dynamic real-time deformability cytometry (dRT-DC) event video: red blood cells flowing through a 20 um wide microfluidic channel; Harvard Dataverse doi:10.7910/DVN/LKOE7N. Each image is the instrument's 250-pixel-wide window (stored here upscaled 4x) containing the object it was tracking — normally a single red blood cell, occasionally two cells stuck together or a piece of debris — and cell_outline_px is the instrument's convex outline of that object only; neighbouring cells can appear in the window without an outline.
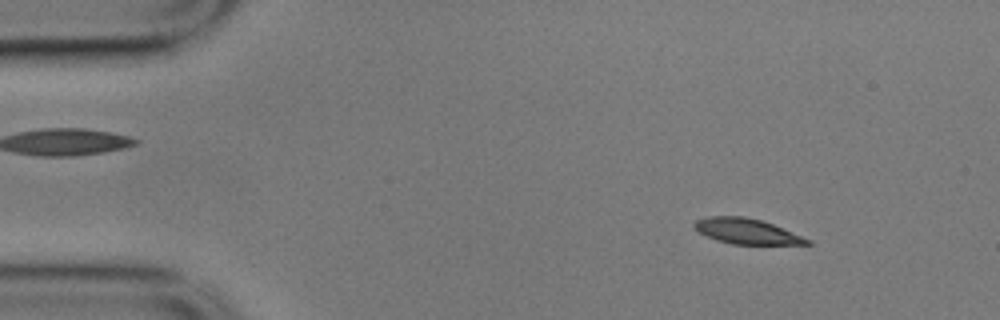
{"species": "common noctule bat (a hibernating species)", "species_latin": "Nyctalus noctula", "temperature_condition": "cold", "stored_images_in_passage": 56, "camera_frame_rate_fps": 3000, "um_per_image_px": 0.085, "animal": {"sex": "male", "body_mass_g": 17.9}, "frame": {"image": 1, "passage_image": 6, "time_ms": 1.667, "image_size_px": [1000, 320], "cell_outline_px": [[812, 244], [732, 244], [716, 240], [692, 228], [692, 224], [696, 220], [708, 216], [744, 216], [760, 220], [772, 224], [812, 240]], "centroid_in_image_um": [63.43, 19.65], "position_along_channel_um": 21.6, "area_um2": 16.59}}
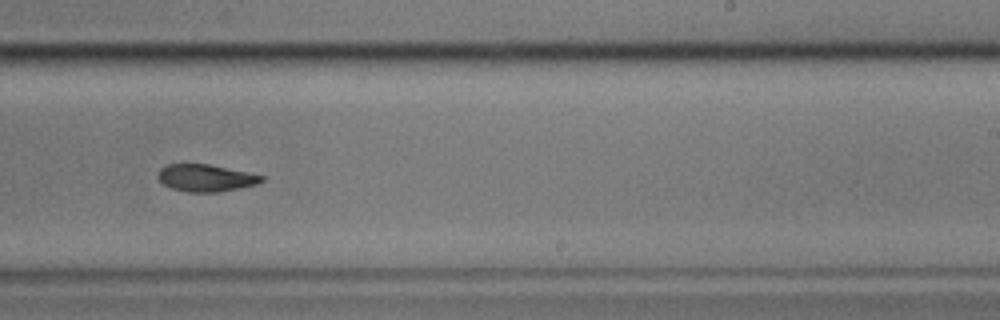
{"frame": {"image": 2, "passage_image": 34, "time_ms": 11.0, "image_size_px": [1000, 320], "cell_outline_px": [[264, 180], [256, 184], [220, 192], [188, 192], [172, 188], [164, 184], [156, 176], [160, 168], [168, 164], [208, 164], [248, 172], [264, 176]], "centroid_in_image_um": [17.48, 15.12], "position_along_channel_um": 271.5, "area_um2": 16.3}}
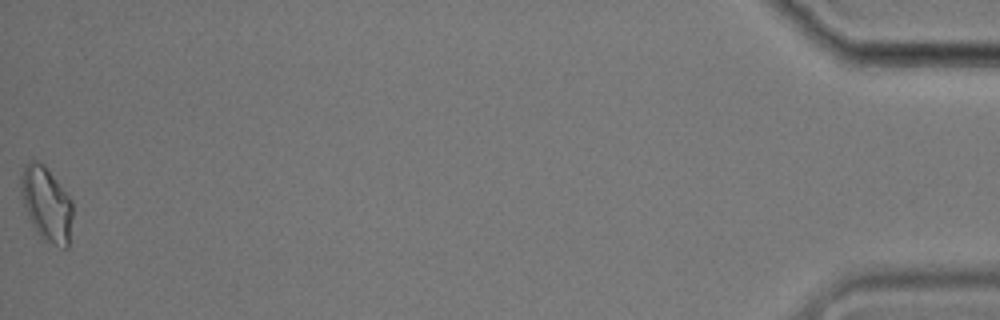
{"frame": {"image": 3, "passage_image": 56, "time_ms": 18.333, "image_size_px": [1000, 320], "cell_outline_px": [[72, 216], [68, 248], [64, 248], [44, 240], [40, 236], [32, 224], [28, 216], [20, 192], [20, 176], [24, 164], [28, 160], [36, 160], [44, 164], [48, 168], [72, 200]], "centroid_in_image_um": [3.94, 17.29], "position_along_channel_um": 431.3, "area_um2": 22.54}, "authors_computed_cell_mechanics": {"area_um2": 17.6579, "velocity_mm_per_s": 3.4929, "shape_relaxation_time_tau1_ms": 3.7565, "shape_relaxation_time_tau2_ms": null, "deformation_change_tau1": 0.1306, "deformation_change_tau2": null}}